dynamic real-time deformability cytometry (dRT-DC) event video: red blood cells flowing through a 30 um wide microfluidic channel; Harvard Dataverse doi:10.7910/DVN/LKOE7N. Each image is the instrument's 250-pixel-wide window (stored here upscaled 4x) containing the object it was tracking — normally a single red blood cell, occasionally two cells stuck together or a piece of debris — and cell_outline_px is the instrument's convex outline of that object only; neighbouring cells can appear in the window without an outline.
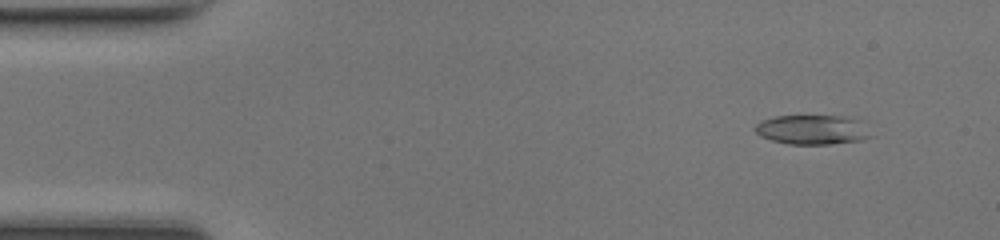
{"species": "common noctule bat (a hibernating species)", "species_latin": "Nyctalus noctula", "temperature_condition": "room temperature", "stored_images_in_passage": 47, "camera_frame_rate_fps": 3000, "um_per_image_px": 0.085, "animal": {"sex": "female", "body_mass_g": 17.0, "forearm_length_mm": 48.0}, "frame": {"image": 1, "passage_image": 3, "time_ms": 0.667, "image_size_px": [1000, 240], "cell_outline_px": [[872, 136], [860, 140], [832, 144], [788, 144], [772, 140], [760, 136], [756, 132], [756, 124], [760, 120], [776, 116], [840, 116], [860, 120]], "centroid_in_image_um": [69.03, 11.02], "position_along_channel_um": 16.0, "area_um2": 19.77}}
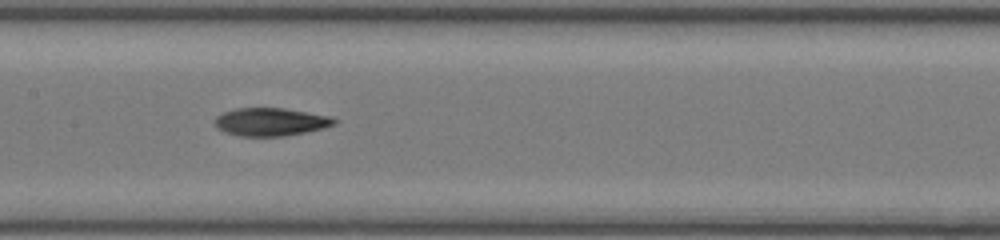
{"frame": {"image": 2, "passage_image": 22, "time_ms": 7.0, "image_size_px": [1000, 240], "cell_outline_px": [[340, 120], [336, 124], [324, 128], [284, 136], [240, 136], [216, 128], [212, 120], [216, 116], [224, 112], [236, 108], [284, 108], [332, 116]], "centroid_in_image_um": [23.03, 10.35], "position_along_channel_um": 184.4, "area_um2": 19.65}}
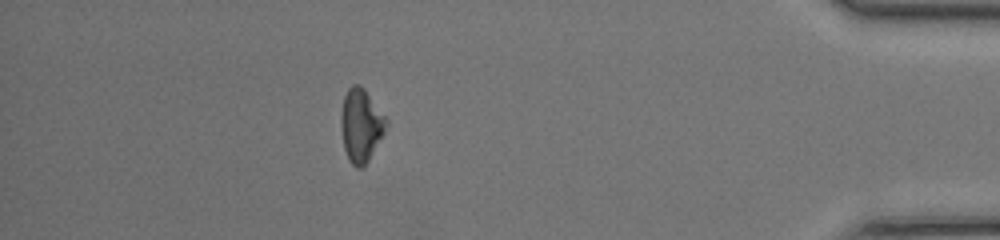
{"frame": {"image": 3, "passage_image": 41, "time_ms": 13.333, "image_size_px": [1000, 240], "cell_outline_px": [[388, 124], [384, 132], [368, 160], [360, 168], [356, 168], [348, 160], [344, 148], [340, 128], [340, 116], [344, 96], [348, 88], [352, 84], [360, 84], [364, 88], [388, 120]], "centroid_in_image_um": [30.66, 10.62], "position_along_channel_um": 404.5, "area_um2": 19.25}, "authors_computed_cell_mechanics": {"area_um2": 19.4786, "velocity_mm_per_s": 4.2971, "shape_relaxation_time_tau1_ms": 4.5177, "shape_relaxation_time_tau2_ms": 6.7362, "deformation_change_tau1": 0.1591, "deformation_change_tau2": 0.1674}}